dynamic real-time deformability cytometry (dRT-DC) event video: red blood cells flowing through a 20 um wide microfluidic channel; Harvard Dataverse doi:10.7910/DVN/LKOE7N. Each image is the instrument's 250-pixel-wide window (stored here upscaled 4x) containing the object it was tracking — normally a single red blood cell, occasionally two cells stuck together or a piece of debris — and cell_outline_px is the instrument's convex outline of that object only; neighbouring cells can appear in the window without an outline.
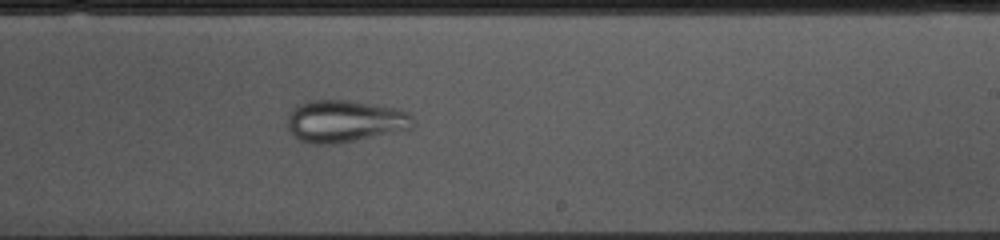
{"species": "common noctule bat (a hibernating species)", "species_latin": "Nyctalus noctula", "temperature_condition": "cold", "stored_images_in_passage": 52, "camera_frame_rate_fps": 3000, "um_per_image_px": 0.085, "animal": {"sex": "female", "body_mass_g": 10.0, "forearm_length_mm": 53.1}, "frame": {"image": 1, "passage_image": 30, "time_ms": 9.667, "image_size_px": [1000, 240], "cell_outline_px": [[412, 128], [356, 140], [332, 144], [308, 144], [300, 140], [288, 128], [288, 116], [296, 104], [308, 100], [348, 100], [396, 108], [408, 112], [412, 116]], "centroid_in_image_um": [29.27, 10.29], "position_along_channel_um": 259.7, "area_um2": 30.63}}
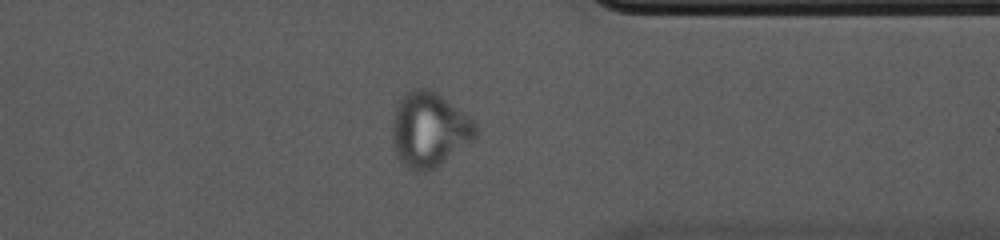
{"frame": {"image": 2, "passage_image": 40, "time_ms": 13.0, "image_size_px": [1000, 240], "cell_outline_px": [[480, 128], [476, 136], [472, 140], [440, 164], [428, 172], [416, 172], [408, 168], [400, 160], [396, 152], [392, 140], [392, 120], [400, 96], [412, 88], [428, 88], [436, 92], [472, 116], [476, 120]], "centroid_in_image_um": [36.51, 10.99], "position_along_channel_um": 374.9, "area_um2": 36.82}}
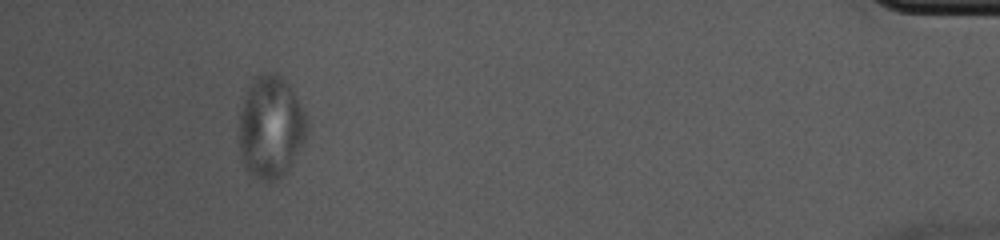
{"frame": {"image": 3, "passage_image": 48, "time_ms": 15.667, "image_size_px": [1000, 240], "cell_outline_px": [[308, 136], [288, 168], [272, 184], [268, 184], [260, 180], [244, 164], [240, 156], [236, 136], [236, 128], [240, 112], [248, 84], [256, 76], [264, 72], [276, 72], [292, 88], [296, 96], [304, 116], [308, 128]], "centroid_in_image_um": [22.96, 10.8], "position_along_channel_um": 412.2, "area_um2": 41.04}}